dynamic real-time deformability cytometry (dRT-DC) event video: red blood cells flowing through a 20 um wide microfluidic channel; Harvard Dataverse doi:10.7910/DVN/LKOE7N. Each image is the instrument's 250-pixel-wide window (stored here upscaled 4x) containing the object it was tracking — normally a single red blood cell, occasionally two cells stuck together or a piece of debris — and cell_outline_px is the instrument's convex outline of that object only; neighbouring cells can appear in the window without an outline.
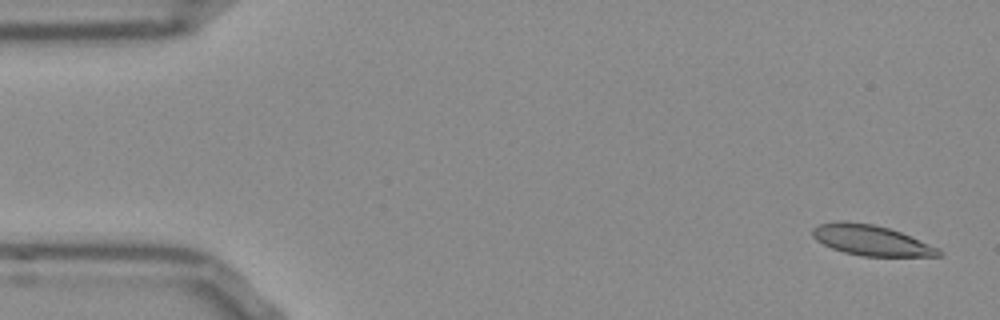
{"species": "Egyptian fruit bat (a non-hibernating species)", "species_latin": "Rousettus aegyptiacus", "temperature_condition": "room temperature", "stored_images_in_passage": 53, "camera_frame_rate_fps": 3000, "um_per_image_px": 0.085, "frame": {"image": 1, "passage_image": 2, "time_ms": 0.333, "image_size_px": [1000, 320], "cell_outline_px": [[944, 252], [940, 256], [860, 256], [844, 252], [832, 248], [816, 240], [812, 236], [812, 228], [820, 224], [836, 220], [844, 220], [872, 224], [888, 228], [900, 232], [940, 248]], "centroid_in_image_um": [74.04, 20.42], "position_along_channel_um": 11.0, "area_um2": 22.43}}
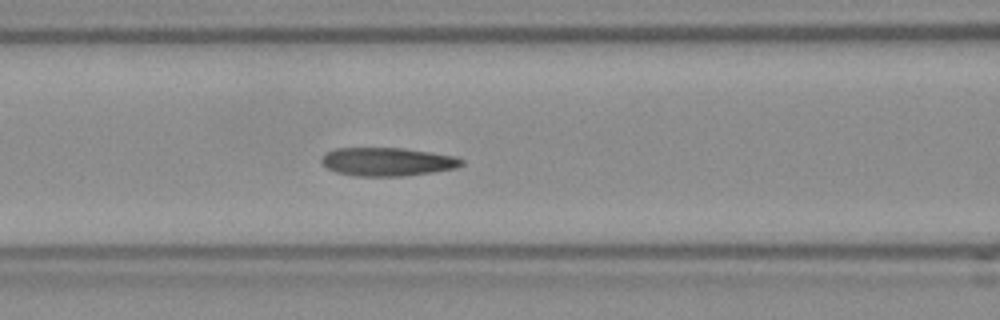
{"frame": {"image": 2, "passage_image": 21, "time_ms": 6.667, "image_size_px": [1000, 320], "cell_outline_px": [[464, 164], [456, 168], [432, 172], [404, 176], [356, 176], [336, 172], [328, 168], [320, 160], [320, 156], [324, 152], [336, 148], [404, 148], [456, 156], [464, 160]], "centroid_in_image_um": [32.92, 13.74], "position_along_channel_um": 133.7, "area_um2": 23.35}}
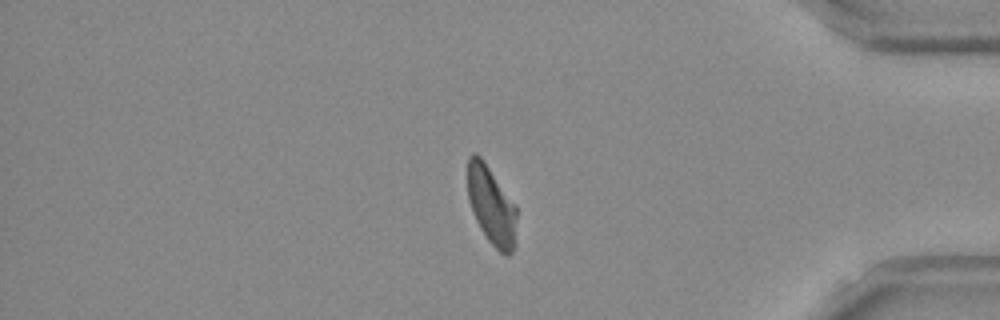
{"frame": {"image": 3, "passage_image": 44, "time_ms": 14.333, "image_size_px": [1000, 320], "cell_outline_px": [[516, 216], [512, 252], [508, 256], [504, 256], [488, 240], [480, 228], [472, 212], [468, 200], [468, 156], [472, 152], [476, 152], [484, 160], [516, 204]], "centroid_in_image_um": [41.75, 17.42], "position_along_channel_um": 393.5, "area_um2": 22.43}, "authors_computed_cell_mechanics": {"area_um2": 23.1778, "velocity_mm_per_s": 3.7991, "shape_relaxation_time_tau1_ms": 4.7777, "shape_relaxation_time_tau2_ms": 2.013, "deformation_change_tau1": 0.175, "deformation_change_tau2": 0.1057}}